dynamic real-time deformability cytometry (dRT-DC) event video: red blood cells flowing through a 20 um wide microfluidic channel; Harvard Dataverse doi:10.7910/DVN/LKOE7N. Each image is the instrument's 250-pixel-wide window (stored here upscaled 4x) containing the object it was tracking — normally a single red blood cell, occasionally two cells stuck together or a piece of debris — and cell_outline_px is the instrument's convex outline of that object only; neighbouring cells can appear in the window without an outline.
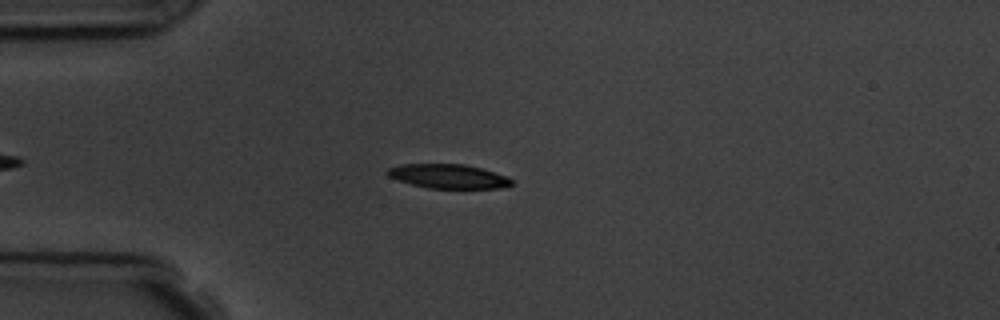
{"species": "common noctule bat (a hibernating species)", "species_latin": "Nyctalus noctula", "temperature_condition": "room temperature", "stored_images_in_passage": 3, "camera_frame_rate_fps": 3000, "um_per_image_px": 0.085, "animal": {"sex": "male", "body_mass_g": 19.5, "forearm_length_mm": 54.6}, "frame": {"image": 1, "passage_image": 3, "time_ms": 2.333, "image_size_px": [1000, 320], "cell_outline_px": [[512, 184], [504, 188], [428, 188], [396, 180], [388, 176], [384, 172], [388, 168], [400, 164], [464, 164], [480, 168], [508, 176], [512, 180]], "centroid_in_image_um": [38.08, 14.98], "position_along_channel_um": 46.9, "area_um2": 17.57}}